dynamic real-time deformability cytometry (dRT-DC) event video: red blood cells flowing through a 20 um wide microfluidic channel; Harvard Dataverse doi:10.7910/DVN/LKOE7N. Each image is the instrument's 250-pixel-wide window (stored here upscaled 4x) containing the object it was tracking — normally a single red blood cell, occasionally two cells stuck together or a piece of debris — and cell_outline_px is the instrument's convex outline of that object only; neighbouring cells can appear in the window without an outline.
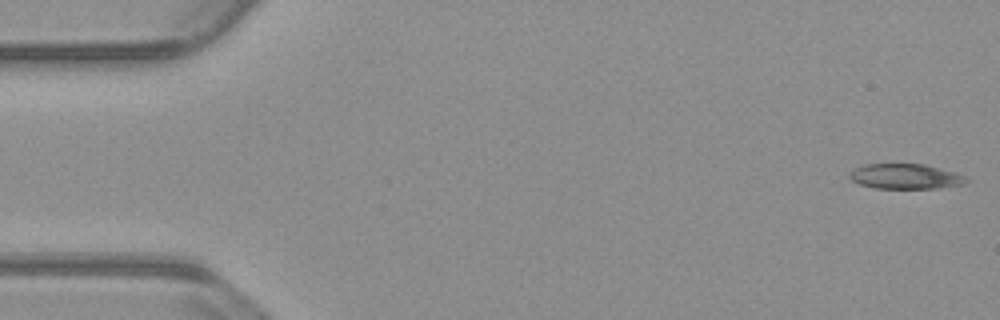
{"species": "common noctule bat (a hibernating species)", "species_latin": "Nyctalus noctula", "temperature_condition": "warm", "stored_images_in_passage": 54, "camera_frame_rate_fps": 3000, "um_per_image_px": 0.085, "animal": {"sex": "male", "body_mass_g": 23.1, "forearm_length_mm": 52.7}, "frame": {"image": 1, "passage_image": 1, "time_ms": 0.0, "image_size_px": [1000, 320], "cell_outline_px": [[972, 180], [964, 184], [936, 188], [876, 188], [860, 184], [852, 180], [848, 176], [856, 168], [864, 164], [924, 164], [952, 172], [964, 176]], "centroid_in_image_um": [76.98, 15.0], "position_along_channel_um": 8.0, "area_um2": 16.82}}
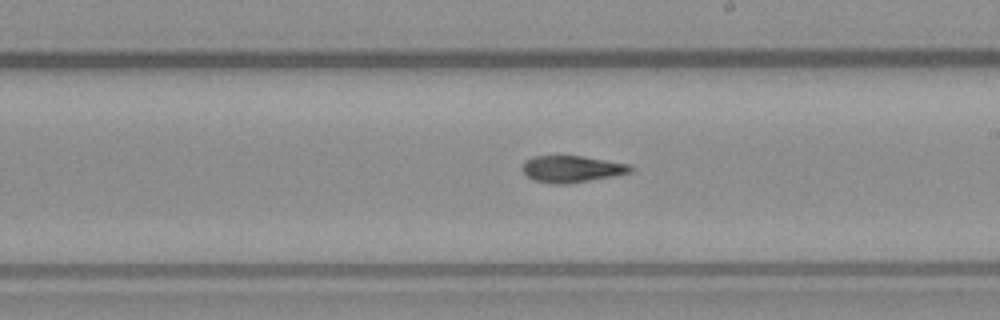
{"frame": {"image": 2, "passage_image": 30, "time_ms": 9.667, "image_size_px": [1000, 320], "cell_outline_px": [[636, 168], [632, 172], [612, 176], [568, 184], [552, 184], [532, 180], [520, 168], [524, 160], [532, 156], [580, 156], [632, 164]], "centroid_in_image_um": [48.6, 14.36], "position_along_channel_um": 240.4, "area_um2": 17.05}}
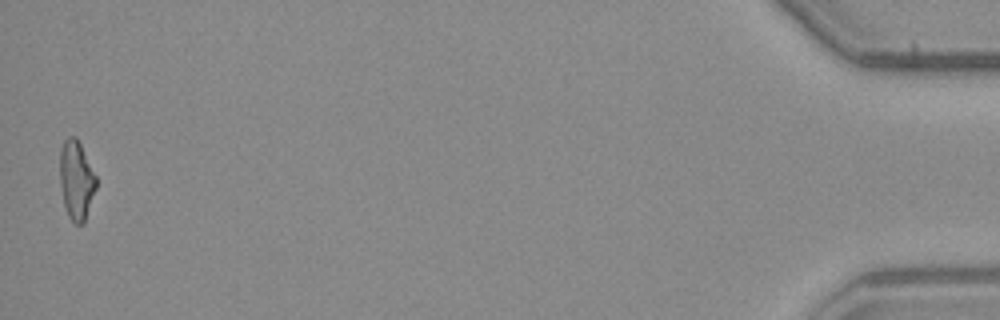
{"frame": {"image": 3, "passage_image": 53, "time_ms": 17.333, "image_size_px": [1000, 320], "cell_outline_px": [[96, 188], [84, 224], [76, 224], [68, 216], [64, 204], [60, 184], [60, 148], [64, 140], [68, 136], [76, 136], [96, 176]], "centroid_in_image_um": [6.48, 15.31], "position_along_channel_um": 428.7, "area_um2": 16.65}, "authors_computed_cell_mechanics": {"area_um2": 17.3111, "velocity_mm_per_s": 3.8117, "shape_relaxation_time_tau1_ms": null, "shape_relaxation_time_tau2_ms": 4.2247, "deformation_change_tau1": null, "deformation_change_tau2": 0.1388}}